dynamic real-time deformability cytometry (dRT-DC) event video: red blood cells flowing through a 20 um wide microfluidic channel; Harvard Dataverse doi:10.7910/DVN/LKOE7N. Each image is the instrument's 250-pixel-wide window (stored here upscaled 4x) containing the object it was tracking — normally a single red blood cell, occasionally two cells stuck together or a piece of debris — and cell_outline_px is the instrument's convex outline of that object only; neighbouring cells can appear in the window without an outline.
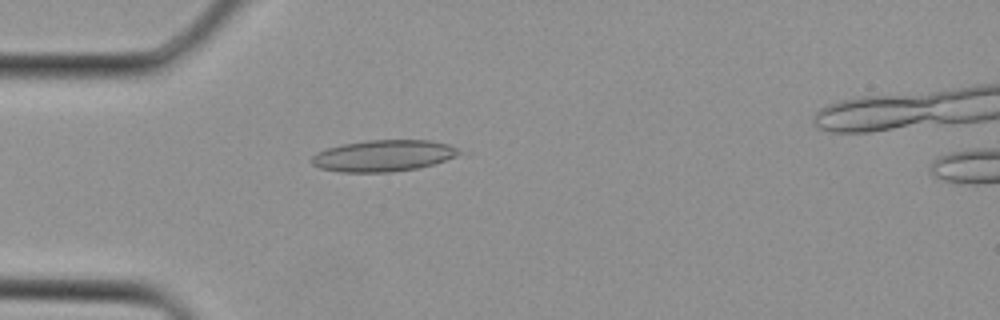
{"species": "Egyptian fruit bat (a non-hibernating species)", "species_latin": "Rousettus aegyptiacus", "temperature_condition": "cold", "stored_images_in_passage": 2, "camera_frame_rate_fps": 3000, "um_per_image_px": 0.085, "animal": {"sex": "female"}, "frame": {"image": 1, "passage_image": 2, "time_ms": 0.333, "image_size_px": [1000, 320], "cell_outline_px": [[468, 152], [432, 164], [416, 168], [392, 172], [340, 172], [320, 168], [312, 164], [312, 156], [316, 152], [340, 144], [368, 140], [428, 140], [448, 144]], "centroid_in_image_um": [32.61, 13.23], "position_along_channel_um": 52.4, "area_um2": 27.11}}